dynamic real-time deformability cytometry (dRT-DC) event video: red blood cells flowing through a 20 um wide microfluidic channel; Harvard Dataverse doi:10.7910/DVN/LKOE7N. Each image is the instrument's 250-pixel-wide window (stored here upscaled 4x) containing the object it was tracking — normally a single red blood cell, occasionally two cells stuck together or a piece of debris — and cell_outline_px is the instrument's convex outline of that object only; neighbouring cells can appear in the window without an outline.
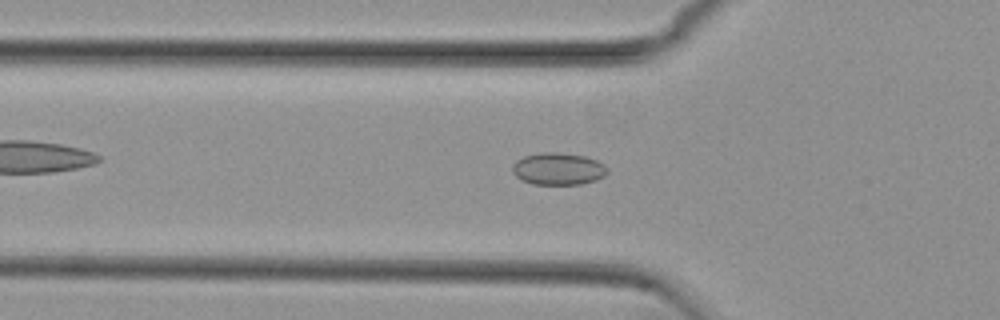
{"species": "common noctule bat (a hibernating species)", "species_latin": "Nyctalus noctula", "temperature_condition": "cold", "stored_images_in_passage": 38, "camera_frame_rate_fps": 3000, "um_per_image_px": 0.085, "animal": {"sex": "female", "body_mass_g": 29.2, "forearm_length_mm": 56.3}, "frame": {"image": 1, "passage_image": 2, "time_ms": 0.333, "image_size_px": [1000, 320], "cell_outline_px": [[608, 172], [604, 176], [596, 180], [580, 184], [532, 184], [520, 180], [512, 172], [512, 164], [516, 160], [524, 156], [544, 152], [560, 152], [584, 156], [596, 160], [604, 164], [608, 168]], "centroid_in_image_um": [47.43, 14.35], "position_along_channel_um": 78.4, "area_um2": 17.92}}
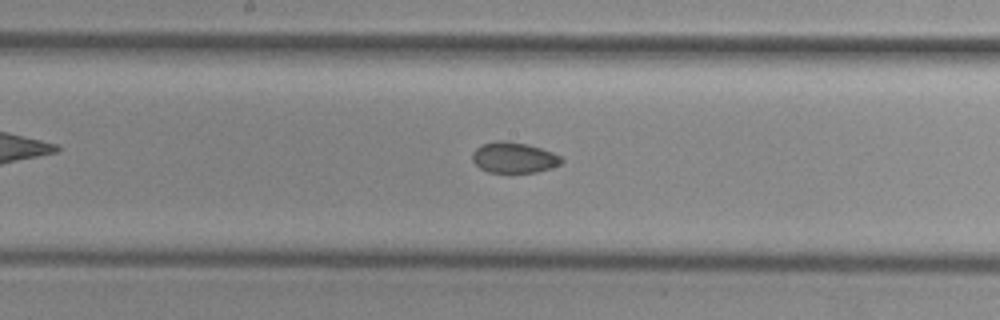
{"frame": {"image": 2, "passage_image": 12, "time_ms": 3.667, "image_size_px": [1000, 320], "cell_outline_px": [[564, 160], [560, 164], [536, 172], [488, 172], [480, 168], [472, 160], [472, 152], [476, 148], [484, 144], [496, 140], [504, 140], [528, 144], [552, 152], [560, 156]], "centroid_in_image_um": [43.66, 13.38], "position_along_channel_um": 204.5, "area_um2": 15.84}}
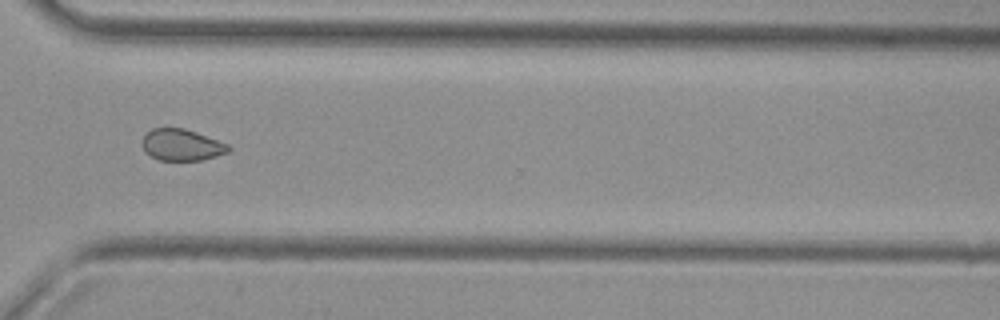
{"frame": {"image": 3, "passage_image": 24, "time_ms": 7.667, "image_size_px": [1000, 320], "cell_outline_px": [[232, 148], [228, 152], [216, 156], [200, 160], [160, 160], [144, 152], [140, 144], [144, 136], [152, 128], [184, 128], [196, 132], [228, 144]], "centroid_in_image_um": [15.42, 12.31], "position_along_channel_um": 355.2, "area_um2": 15.84}, "authors_computed_cell_mechanics": {"area_um2": 16.6464, "velocity_mm_per_s": 3.7693, "shape_relaxation_time_tau1_ms": null, "shape_relaxation_time_tau2_ms": 3.4069, "deformation_change_tau1": null, "deformation_change_tau2": 0.0558}}